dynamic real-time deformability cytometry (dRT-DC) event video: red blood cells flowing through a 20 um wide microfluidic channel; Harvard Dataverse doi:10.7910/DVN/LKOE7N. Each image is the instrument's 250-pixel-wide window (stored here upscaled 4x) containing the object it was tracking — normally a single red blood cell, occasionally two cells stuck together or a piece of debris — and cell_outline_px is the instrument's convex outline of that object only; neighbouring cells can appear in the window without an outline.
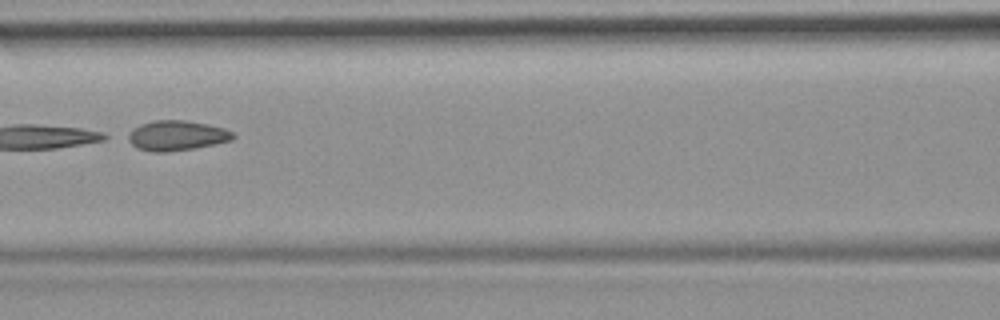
{"species": "common noctule bat (a hibernating species)", "species_latin": "Nyctalus noctula", "temperature_condition": "room temperature", "stored_images_in_passage": 7, "camera_frame_rate_fps": 3000, "um_per_image_px": 0.085, "animal": {"sex": "female", "body_mass_g": 19.9}, "frame": {"image": 1, "passage_image": 7, "time_ms": 2.0, "image_size_px": [1000, 320], "cell_outline_px": [[236, 136], [232, 140], [192, 148], [164, 152], [152, 152], [136, 148], [124, 136], [140, 124], [152, 120], [184, 120], [208, 124], [224, 128], [232, 132]], "centroid_in_image_um": [14.98, 11.51], "position_along_channel_um": 151.6, "area_um2": 18.32}}